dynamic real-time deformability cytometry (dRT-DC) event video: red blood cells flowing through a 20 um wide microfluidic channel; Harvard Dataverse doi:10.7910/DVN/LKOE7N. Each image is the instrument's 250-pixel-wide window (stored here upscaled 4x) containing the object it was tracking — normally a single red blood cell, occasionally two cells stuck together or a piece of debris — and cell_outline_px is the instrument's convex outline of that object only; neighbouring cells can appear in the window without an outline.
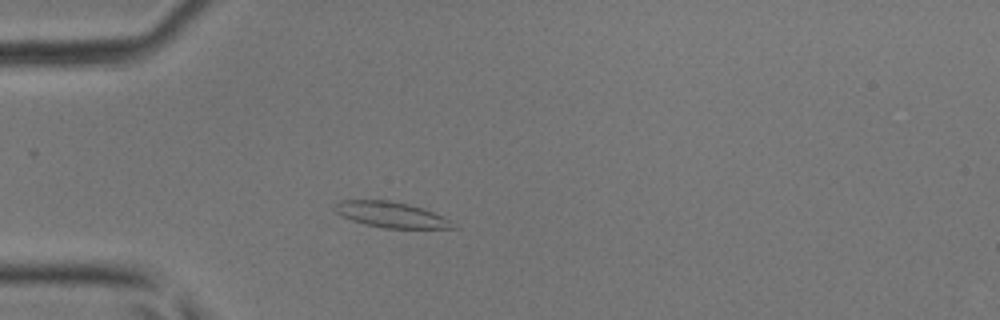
{"species": "common noctule bat (a hibernating species)", "species_latin": "Nyctalus noctula", "temperature_condition": "room temperature", "stored_images_in_passage": 39, "camera_frame_rate_fps": 3000, "um_per_image_px": 0.085, "animal": {"sex": "male", "body_mass_g": 17.9, "forearm_length_mm": 54.2}, "frame": {"image": 1, "passage_image": 8, "time_ms": 2.333, "image_size_px": [1000, 320], "cell_outline_px": [[460, 228], [384, 228], [364, 224], [352, 220], [336, 212], [332, 208], [332, 204], [340, 200], [388, 200], [408, 204], [424, 208], [448, 220]], "centroid_in_image_um": [33.18, 18.24], "position_along_channel_um": 51.8, "area_um2": 17.57}}
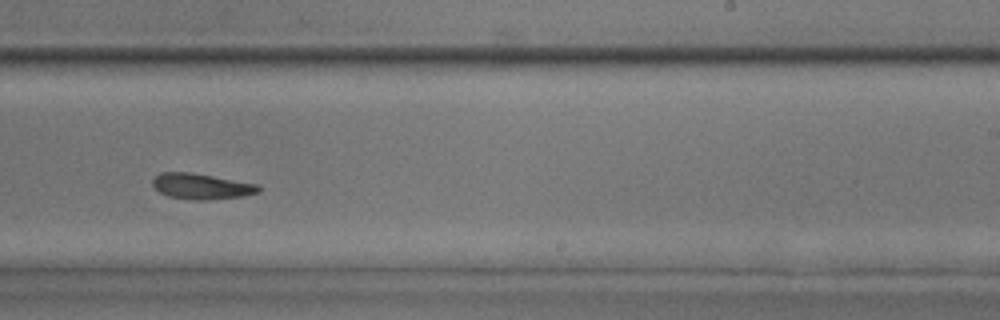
{"frame": {"image": 2, "passage_image": 23, "time_ms": 7.333, "image_size_px": [1000, 320], "cell_outline_px": [[260, 192], [244, 196], [208, 200], [196, 200], [168, 196], [160, 192], [152, 184], [152, 180], [160, 172], [192, 172], [260, 184]], "centroid_in_image_um": [17.16, 15.83], "position_along_channel_um": 271.8, "area_um2": 16.01}}
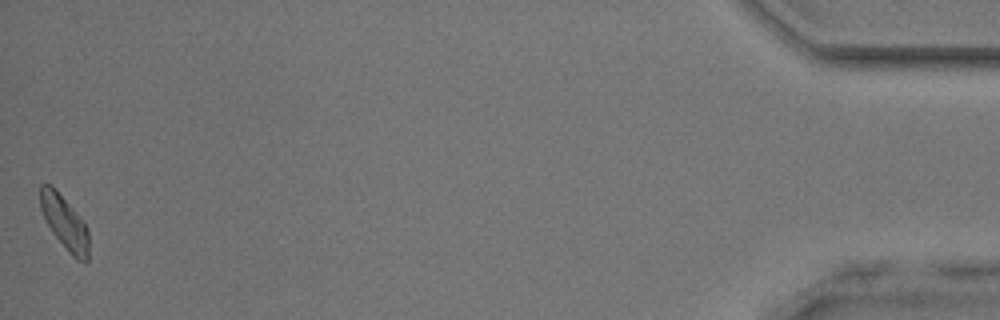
{"frame": {"image": 3, "passage_image": 39, "time_ms": 12.667, "image_size_px": [1000, 320], "cell_outline_px": [[88, 260], [76, 260], [72, 256], [52, 232], [40, 208], [40, 184], [52, 184], [56, 188], [84, 220], [88, 228]], "centroid_in_image_um": [5.5, 18.87], "position_along_channel_um": 429.7, "area_um2": 15.26}}